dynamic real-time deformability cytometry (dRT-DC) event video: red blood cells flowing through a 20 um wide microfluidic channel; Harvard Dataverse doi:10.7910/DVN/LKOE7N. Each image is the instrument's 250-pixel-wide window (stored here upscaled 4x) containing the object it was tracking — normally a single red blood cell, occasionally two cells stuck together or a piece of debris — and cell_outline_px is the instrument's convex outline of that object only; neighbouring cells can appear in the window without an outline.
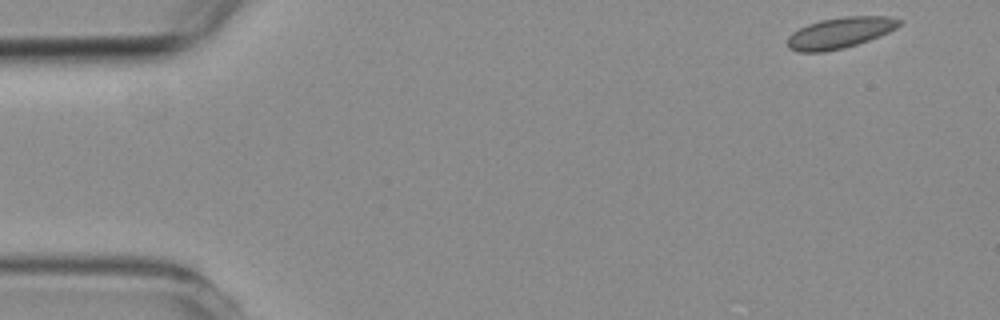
{"species": "common noctule bat (a hibernating species)", "species_latin": "Nyctalus noctula", "temperature_condition": "room temperature", "stored_images_in_passage": 4, "camera_frame_rate_fps": 3000, "um_per_image_px": 0.085, "animal": {"sex": "female", "body_mass_g": 19.3, "forearm_length_mm": 54.1}, "frame": {"image": 1, "passage_image": 1, "time_ms": 0.0, "image_size_px": [1000, 320], "cell_outline_px": [[904, 20], [896, 28], [880, 36], [844, 48], [824, 52], [800, 52], [788, 48], [788, 36], [792, 32], [808, 24], [820, 20], [844, 16], [892, 16]], "centroid_in_image_um": [71.42, 2.78], "position_along_channel_um": 13.6, "area_um2": 20.23}}